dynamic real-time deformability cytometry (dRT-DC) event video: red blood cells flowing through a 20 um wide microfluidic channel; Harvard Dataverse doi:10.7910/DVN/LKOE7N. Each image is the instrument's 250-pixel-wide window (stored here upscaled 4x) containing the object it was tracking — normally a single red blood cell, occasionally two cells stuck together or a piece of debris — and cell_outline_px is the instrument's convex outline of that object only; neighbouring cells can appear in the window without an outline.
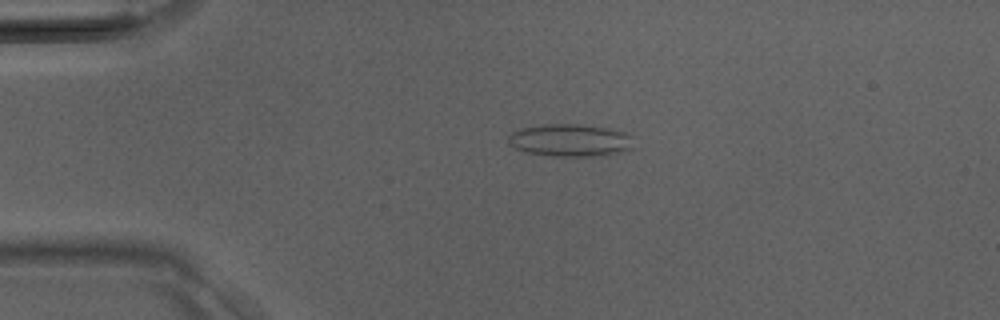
{"species": "Egyptian fruit bat (a non-hibernating species)", "species_latin": "Rousettus aegyptiacus", "temperature_condition": "room temperature", "stored_images_in_passage": 34, "camera_frame_rate_fps": 3000, "um_per_image_px": 0.085, "animal": {"sex": "male"}, "frame": {"image": 1, "passage_image": 4, "time_ms": 1.0, "image_size_px": [1000, 320], "cell_outline_px": [[632, 148], [624, 152], [600, 156], [552, 156], [528, 152], [516, 148], [508, 144], [508, 136], [512, 132], [520, 128], [544, 124], [580, 124], [608, 128], [624, 132], [632, 136]], "centroid_in_image_um": [48.48, 11.92], "position_along_channel_um": 36.5, "area_um2": 23.87}}
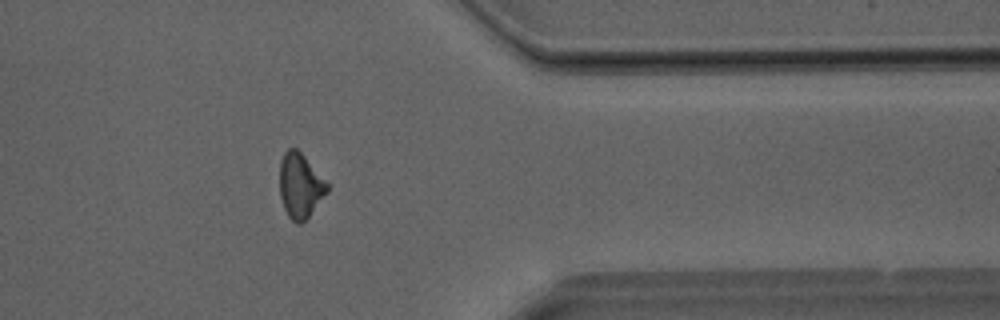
{"frame": {"image": 2, "passage_image": 27, "time_ms": 8.667, "image_size_px": [1000, 320], "cell_outline_px": [[328, 192], [308, 216], [300, 224], [296, 224], [288, 216], [284, 208], [280, 196], [280, 160], [284, 152], [288, 148], [296, 148], [304, 156], [328, 184]], "centroid_in_image_um": [25.5, 15.78], "position_along_channel_um": 385.9, "area_um2": 17.69}}
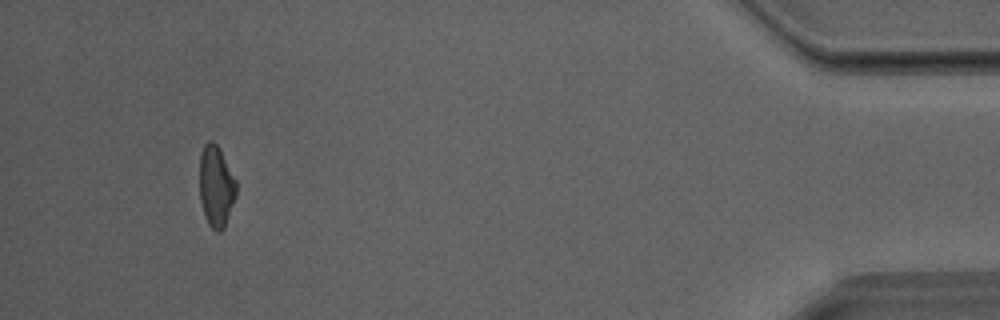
{"frame": {"image": 3, "passage_image": 32, "time_ms": 10.333, "image_size_px": [1000, 320], "cell_outline_px": [[236, 196], [224, 228], [220, 232], [216, 232], [208, 224], [200, 200], [200, 152], [204, 144], [208, 140], [212, 140], [220, 148], [236, 180]], "centroid_in_image_um": [18.37, 15.81], "position_along_channel_um": 416.8, "area_um2": 17.46}}